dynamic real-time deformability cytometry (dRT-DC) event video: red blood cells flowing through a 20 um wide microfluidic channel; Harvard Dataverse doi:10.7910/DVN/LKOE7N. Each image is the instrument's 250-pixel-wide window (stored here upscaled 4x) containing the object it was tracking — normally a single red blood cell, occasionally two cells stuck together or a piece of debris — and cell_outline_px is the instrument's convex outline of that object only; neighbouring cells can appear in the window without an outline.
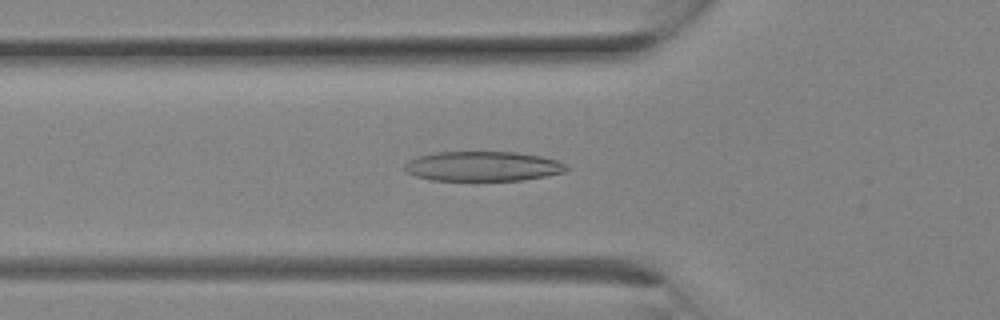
{"species": "Egyptian fruit bat (a non-hibernating species)", "species_latin": "Rousettus aegyptiacus", "temperature_condition": "room temperature", "stored_images_in_passage": 14, "camera_frame_rate_fps": 3000, "um_per_image_px": 0.085, "animal": {"sex": "female"}, "frame": {"image": 1, "passage_image": 10, "time_ms": 3.0, "image_size_px": [1000, 320], "cell_outline_px": [[568, 168], [564, 172], [544, 176], [520, 180], [432, 180], [416, 176], [408, 172], [404, 168], [404, 164], [408, 160], [416, 156], [436, 152], [516, 152], [540, 156], [556, 160], [564, 164]], "centroid_in_image_um": [40.99, 14.12], "position_along_channel_um": 84.8, "area_um2": 27.86}}
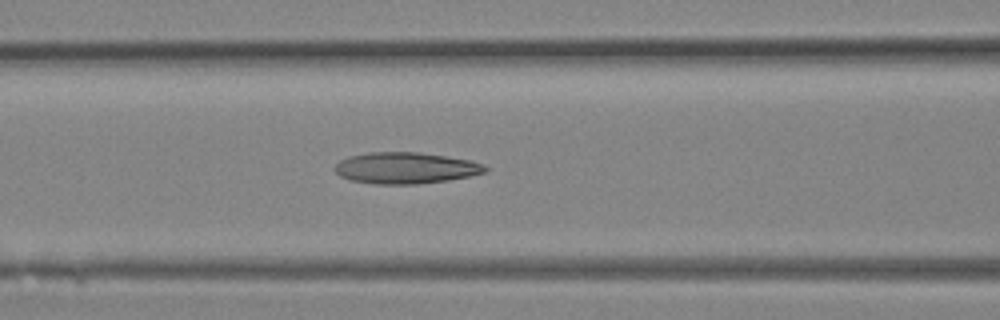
{"frame": {"image": 2, "passage_image": 12, "time_ms": 3.667, "image_size_px": [1000, 320], "cell_outline_px": [[488, 172], [448, 180], [416, 184], [376, 184], [348, 180], [340, 176], [332, 168], [340, 160], [352, 156], [368, 152], [416, 152], [444, 156], [468, 160], [480, 164], [488, 168]], "centroid_in_image_um": [34.43, 14.29], "position_along_channel_um": 132.2, "area_um2": 27.28}}
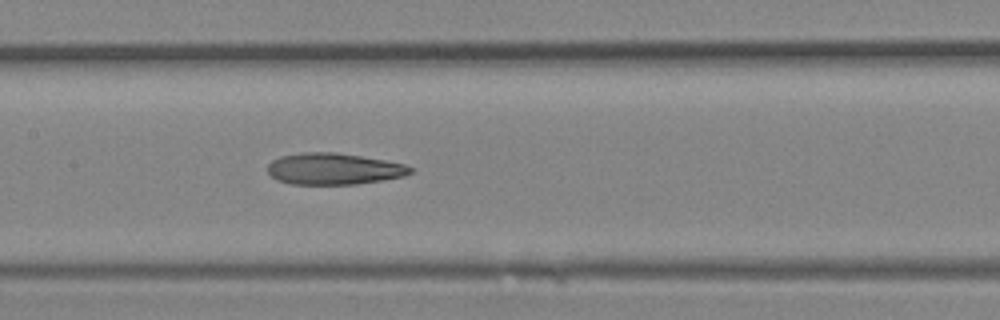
{"frame": {"image": 3, "passage_image": 14, "time_ms": 4.333, "image_size_px": [1000, 320], "cell_outline_px": [[412, 172], [404, 176], [356, 184], [292, 184], [276, 180], [268, 172], [268, 164], [272, 160], [280, 156], [304, 152], [336, 152], [384, 160], [404, 164], [412, 168]], "centroid_in_image_um": [28.33, 14.35], "position_along_channel_um": 179.1, "area_um2": 26.01}}